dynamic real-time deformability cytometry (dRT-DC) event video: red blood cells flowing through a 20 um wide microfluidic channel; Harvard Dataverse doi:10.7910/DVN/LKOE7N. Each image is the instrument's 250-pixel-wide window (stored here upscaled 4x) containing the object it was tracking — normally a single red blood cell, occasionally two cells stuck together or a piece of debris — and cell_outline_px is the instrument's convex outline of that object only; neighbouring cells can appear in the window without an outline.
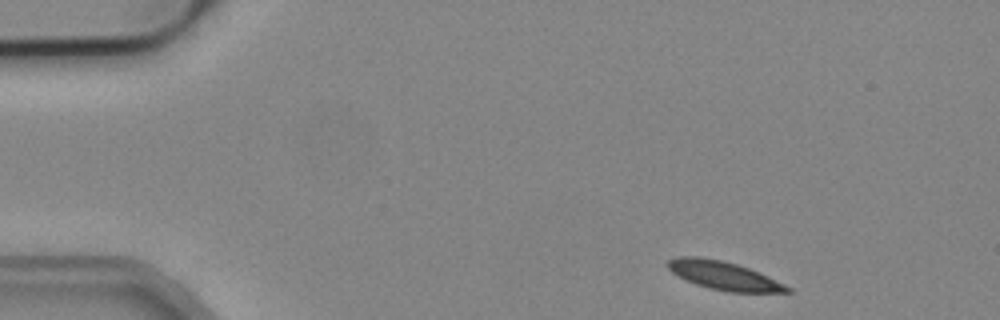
{"species": "common noctule bat (a hibernating species)", "species_latin": "Nyctalus noctula", "temperature_condition": "cold", "stored_images_in_passage": 5, "camera_frame_rate_fps": 3000, "um_per_image_px": 0.085, "animal": {"sex": "male", "body_mass_g": 19.2, "forearm_length_mm": 51.8}, "frame": {"image": 1, "passage_image": 1, "time_ms": 0.0, "image_size_px": [1000, 320], "cell_outline_px": [[792, 292], [728, 292], [708, 288], [696, 284], [672, 272], [664, 264], [668, 260], [676, 256], [700, 256], [720, 260], [736, 264], [748, 268], [768, 276], [792, 288]], "centroid_in_image_um": [61.5, 23.41], "position_along_channel_um": 23.5, "area_um2": 19.71}}
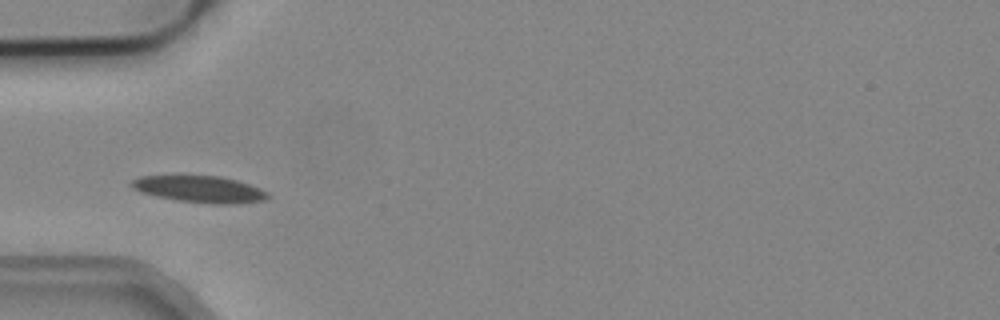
{"frame": {"image": 2, "passage_image": 4, "time_ms": 1.0, "image_size_px": [1000, 320], "cell_outline_px": [[272, 196], [264, 200], [236, 204], [212, 204], [176, 200], [156, 196], [140, 192], [132, 188], [128, 184], [132, 180], [140, 176], [220, 176], [236, 180], [248, 184], [268, 192]], "centroid_in_image_um": [16.97, 16.09], "position_along_channel_um": 68.0, "area_um2": 21.21}}